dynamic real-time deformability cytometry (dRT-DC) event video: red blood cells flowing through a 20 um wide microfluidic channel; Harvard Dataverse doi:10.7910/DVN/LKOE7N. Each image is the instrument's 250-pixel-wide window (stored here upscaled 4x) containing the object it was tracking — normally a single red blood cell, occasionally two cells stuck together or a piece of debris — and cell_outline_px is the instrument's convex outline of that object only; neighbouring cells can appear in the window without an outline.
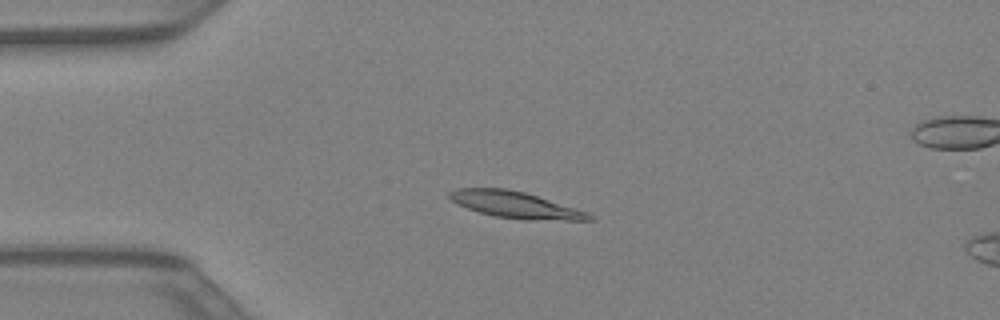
{"species": "Egyptian fruit bat (a non-hibernating species)", "species_latin": "Rousettus aegyptiacus", "temperature_condition": "warm", "stored_images_in_passage": 24, "camera_frame_rate_fps": 3000, "um_per_image_px": 0.085, "animal": {"sex": "female"}, "frame": {"image": 1, "passage_image": 1, "time_ms": 0.0, "image_size_px": [1000, 320], "cell_outline_px": [[596, 220], [528, 220], [496, 216], [480, 212], [456, 204], [448, 196], [448, 192], [456, 188], [504, 188], [524, 192], [576, 208], [588, 212], [596, 216]], "centroid_in_image_um": [43.84, 17.41], "position_along_channel_um": 41.2, "area_um2": 21.5}}
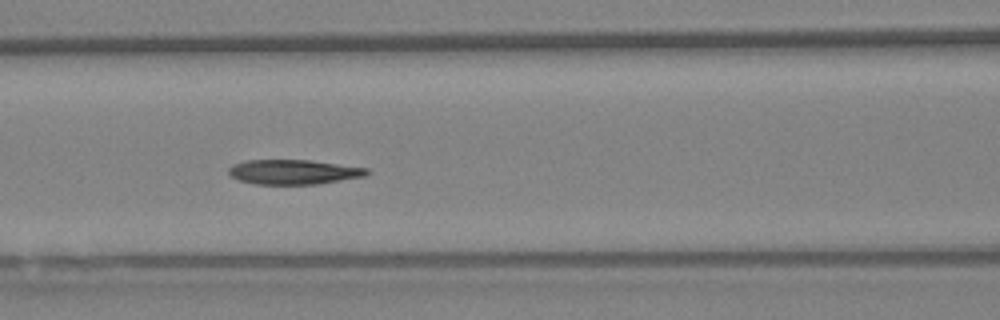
{"frame": {"image": 2, "passage_image": 9, "time_ms": 2.667, "image_size_px": [1000, 320], "cell_outline_px": [[372, 172], [364, 176], [316, 184], [256, 184], [240, 180], [232, 176], [228, 172], [228, 168], [232, 164], [244, 160], [312, 160], [368, 168]], "centroid_in_image_um": [24.95, 14.6], "position_along_channel_um": 141.6, "area_um2": 19.88}}
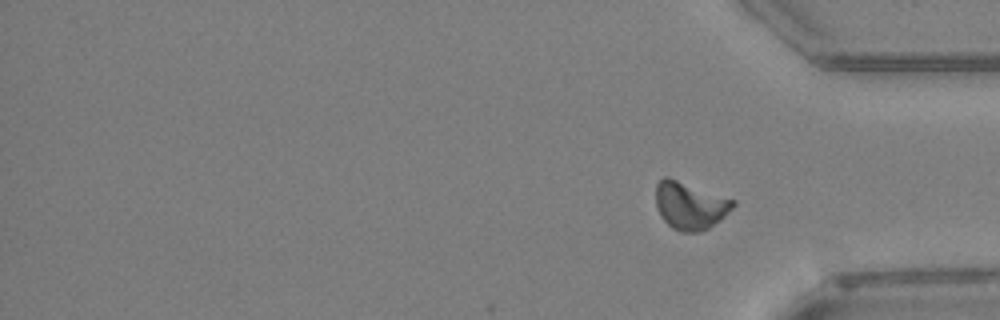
{"frame": {"image": 3, "passage_image": 24, "time_ms": 7.667, "image_size_px": [1000, 320], "cell_outline_px": [[736, 204], [720, 220], [708, 228], [700, 232], [680, 232], [672, 228], [660, 216], [656, 204], [656, 184], [664, 176], [668, 176], [736, 200]], "centroid_in_image_um": [58.64, 17.46], "position_along_channel_um": 376.6, "area_um2": 21.5}}